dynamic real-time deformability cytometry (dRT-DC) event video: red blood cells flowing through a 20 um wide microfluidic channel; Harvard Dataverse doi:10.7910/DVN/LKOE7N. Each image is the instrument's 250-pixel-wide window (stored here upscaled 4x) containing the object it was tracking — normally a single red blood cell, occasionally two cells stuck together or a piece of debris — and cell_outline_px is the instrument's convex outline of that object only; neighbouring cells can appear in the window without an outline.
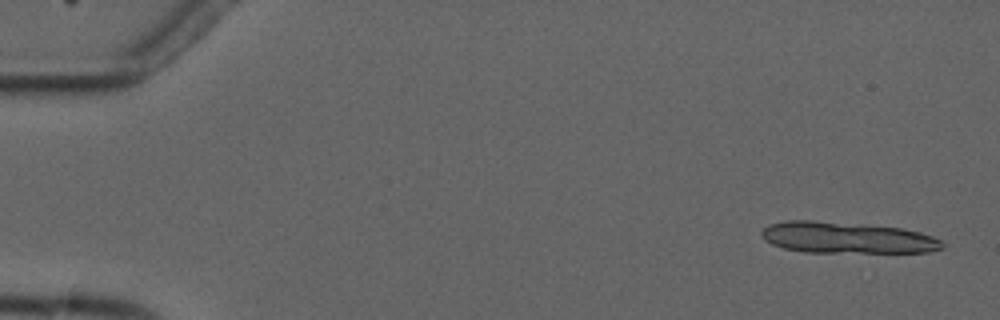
{"species": "common noctule bat (a hibernating species)", "species_latin": "Nyctalus noctula", "temperature_condition": "cold", "stored_images_in_passage": 7, "camera_frame_rate_fps": 3000, "um_per_image_px": 0.085, "animal": {"sex": "male", "forearm_length_mm": 52.5}, "frame": {"image": 1, "passage_image": 1, "time_ms": 0.0, "image_size_px": [1000, 320], "cell_outline_px": [[944, 248], [928, 252], [804, 252], [784, 248], [772, 244], [764, 240], [760, 232], [768, 224], [784, 220], [812, 220], [904, 228], [920, 232], [932, 236], [940, 240], [944, 244]], "centroid_in_image_um": [71.97, 20.2], "position_along_channel_um": 13.0, "area_um2": 33.06}}
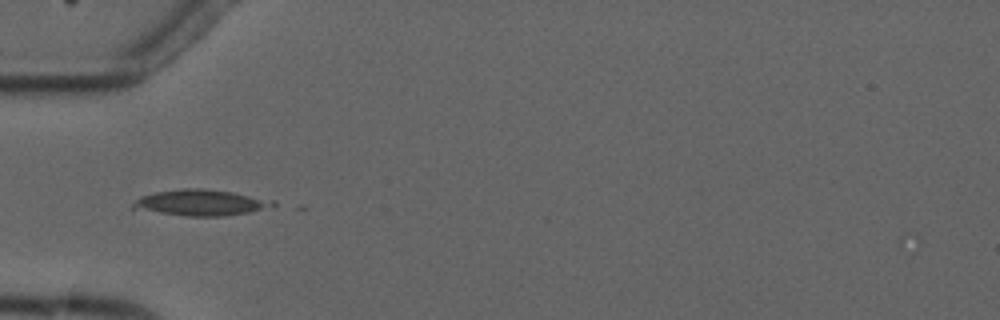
{"frame": {"image": 2, "passage_image": 5, "time_ms": 5.333, "image_size_px": [1000, 320], "cell_outline_px": [[276, 204], [248, 212], [224, 216], [188, 216], [132, 208], [132, 204], [140, 196], [156, 192], [184, 188], [200, 188], [232, 192], [276, 200]], "centroid_in_image_um": [17.07, 17.21], "position_along_channel_um": 67.9, "area_um2": 20.75}}
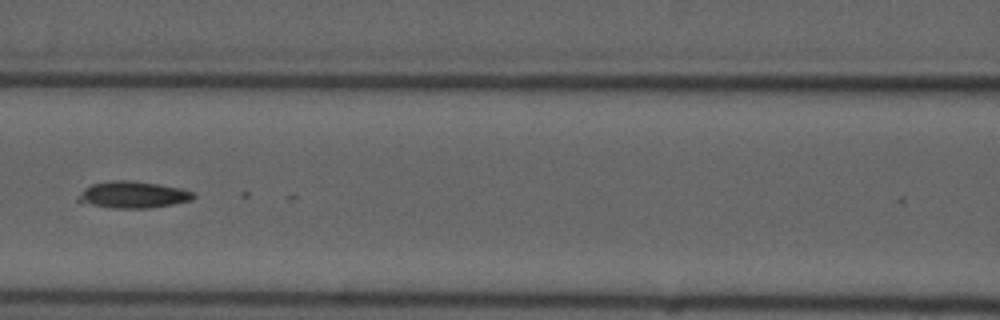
{"frame": {"image": 3, "passage_image": 7, "time_ms": 7.667, "image_size_px": [1000, 320], "cell_outline_px": [[196, 196], [192, 200], [172, 204], [148, 208], [112, 208], [80, 204], [76, 200], [84, 188], [92, 184], [112, 180], [128, 180], [156, 184], [180, 188], [196, 192]], "centroid_in_image_um": [11.27, 16.56], "position_along_channel_um": 155.3, "area_um2": 18.09}}